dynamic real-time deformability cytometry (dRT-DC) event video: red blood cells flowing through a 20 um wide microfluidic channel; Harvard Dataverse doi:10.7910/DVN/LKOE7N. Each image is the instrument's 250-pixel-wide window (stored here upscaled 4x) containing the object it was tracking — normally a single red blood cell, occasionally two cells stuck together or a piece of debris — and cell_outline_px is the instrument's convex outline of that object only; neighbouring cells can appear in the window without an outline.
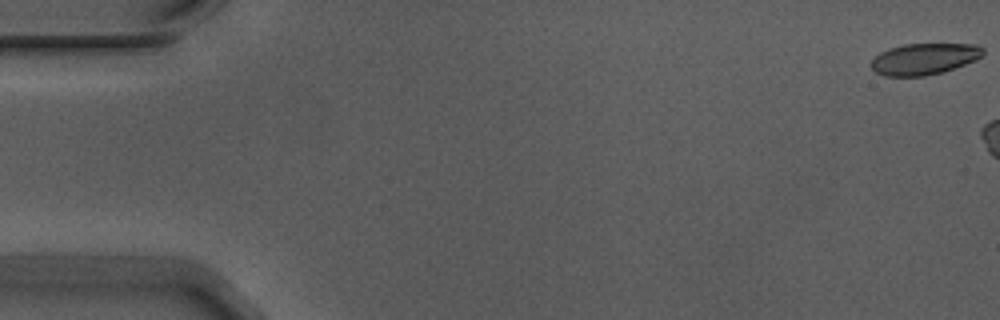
{"species": "Egyptian fruit bat (a non-hibernating species)", "species_latin": "Rousettus aegyptiacus", "temperature_condition": "warm", "stored_images_in_passage": 6, "camera_frame_rate_fps": 3000, "um_per_image_px": 0.085, "animal": {"sex": "male"}, "frame": {"image": 1, "passage_image": 1, "time_ms": 0.0, "image_size_px": [1000, 320], "cell_outline_px": [[984, 52], [976, 60], [940, 72], [924, 76], [884, 76], [876, 72], [872, 68], [872, 60], [880, 52], [888, 48], [904, 44], [976, 44], [984, 48]], "centroid_in_image_um": [78.54, 5.0], "position_along_channel_um": 6.5, "area_um2": 20.23}}